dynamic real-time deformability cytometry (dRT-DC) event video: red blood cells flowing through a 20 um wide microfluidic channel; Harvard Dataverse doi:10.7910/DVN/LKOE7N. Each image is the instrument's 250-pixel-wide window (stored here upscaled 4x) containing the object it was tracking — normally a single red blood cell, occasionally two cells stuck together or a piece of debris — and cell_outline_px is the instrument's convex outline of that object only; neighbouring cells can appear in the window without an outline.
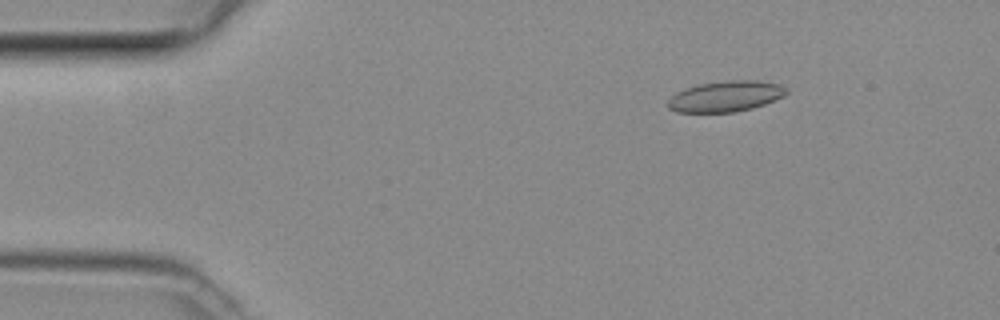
{"species": "common noctule bat (a hibernating species)", "species_latin": "Nyctalus noctula", "temperature_condition": "room temperature", "stored_images_in_passage": 45, "camera_frame_rate_fps": 3000, "um_per_image_px": 0.085, "animal": {"sex": "female", "body_mass_g": 29.2, "forearm_length_mm": 56.3}, "frame": {"image": 1, "passage_image": 4, "time_ms": 1.0, "image_size_px": [1000, 320], "cell_outline_px": [[788, 92], [784, 96], [764, 104], [752, 108], [736, 112], [676, 112], [668, 108], [668, 100], [676, 92], [700, 84], [728, 80], [756, 80], [780, 84], [788, 88]], "centroid_in_image_um": [61.71, 8.19], "position_along_channel_um": 23.3, "area_um2": 21.21}}
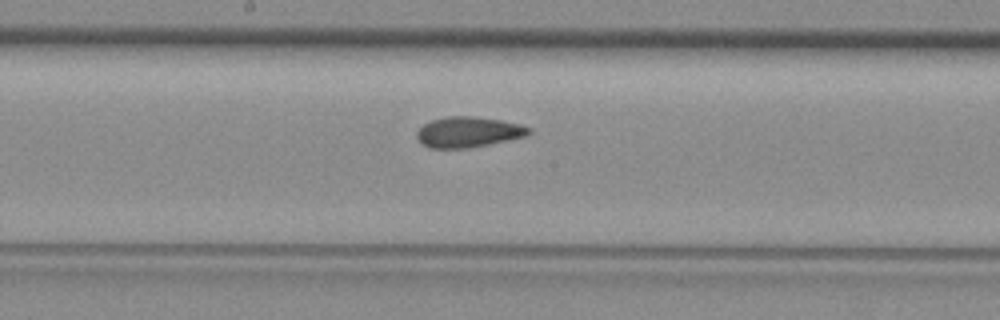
{"frame": {"image": 2, "passage_image": 22, "time_ms": 7.0, "image_size_px": [1000, 320], "cell_outline_px": [[532, 132], [528, 136], [464, 148], [428, 148], [420, 144], [416, 136], [416, 132], [424, 124], [432, 120], [448, 116], [476, 116], [500, 120], [520, 124], [532, 128]], "centroid_in_image_um": [39.8, 11.22], "position_along_channel_um": 208.4, "area_um2": 19.94}}
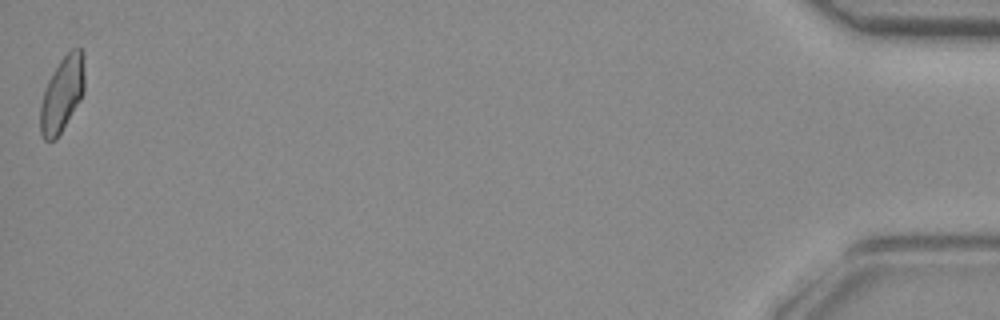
{"frame": {"image": 3, "passage_image": 45, "time_ms": 14.667, "image_size_px": [1000, 320], "cell_outline_px": [[84, 92], [80, 100], [56, 140], [44, 140], [40, 132], [40, 104], [44, 88], [52, 72], [60, 60], [72, 48], [80, 48], [84, 72]], "centroid_in_image_um": [5.25, 8.03], "position_along_channel_um": 430.0, "area_um2": 19.25}}